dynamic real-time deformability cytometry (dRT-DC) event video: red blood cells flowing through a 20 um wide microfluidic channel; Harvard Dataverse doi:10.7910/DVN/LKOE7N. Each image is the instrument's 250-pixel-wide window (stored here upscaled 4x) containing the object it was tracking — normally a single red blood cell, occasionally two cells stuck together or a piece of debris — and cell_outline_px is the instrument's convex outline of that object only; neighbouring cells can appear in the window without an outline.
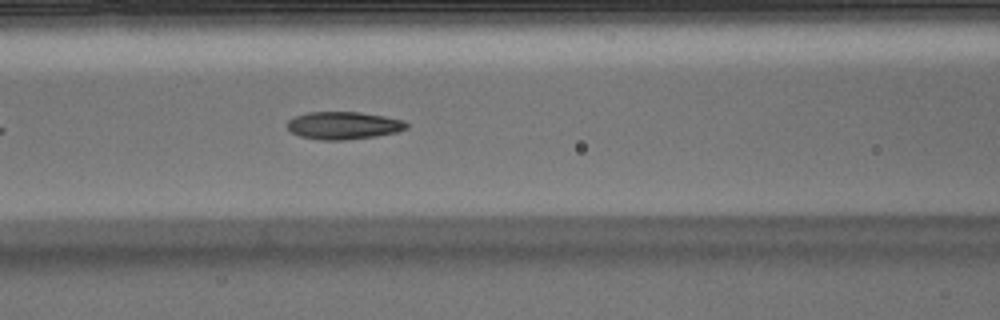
{"species": "Egyptian fruit bat (a non-hibernating species)", "species_latin": "Rousettus aegyptiacus", "temperature_condition": "warm", "stored_images_in_passage": 16, "camera_frame_rate_fps": 3000, "um_per_image_px": 0.085, "animal": {"sex": "male"}, "frame": {"image": 1, "passage_image": 10, "time_ms": 3.0, "image_size_px": [1000, 320], "cell_outline_px": [[408, 128], [396, 132], [376, 136], [344, 140], [320, 140], [300, 136], [292, 132], [288, 128], [288, 120], [292, 116], [308, 112], [360, 112], [384, 116], [404, 120], [408, 124]], "centroid_in_image_um": [29.19, 10.66], "position_along_channel_um": 137.4, "area_um2": 19.25}}
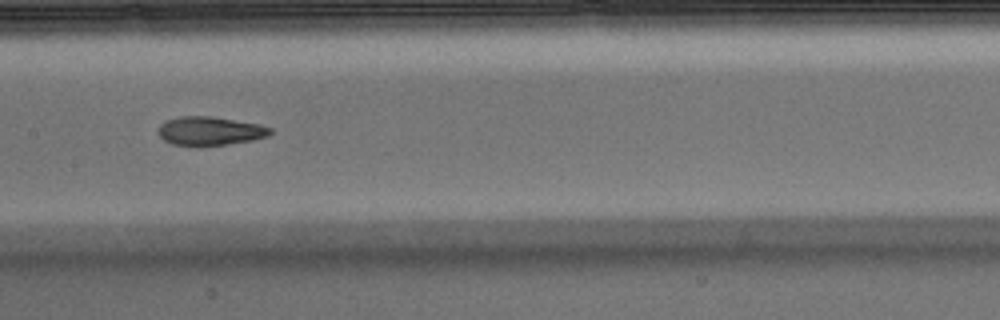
{"frame": {"image": 2, "passage_image": 14, "time_ms": 4.333, "image_size_px": [1000, 320], "cell_outline_px": [[272, 132], [268, 136], [252, 140], [228, 144], [200, 148], [196, 148], [172, 144], [164, 140], [160, 136], [160, 124], [164, 120], [180, 116], [212, 116], [260, 124], [272, 128]], "centroid_in_image_um": [17.84, 11.15], "position_along_channel_um": 189.6, "area_um2": 19.25}}